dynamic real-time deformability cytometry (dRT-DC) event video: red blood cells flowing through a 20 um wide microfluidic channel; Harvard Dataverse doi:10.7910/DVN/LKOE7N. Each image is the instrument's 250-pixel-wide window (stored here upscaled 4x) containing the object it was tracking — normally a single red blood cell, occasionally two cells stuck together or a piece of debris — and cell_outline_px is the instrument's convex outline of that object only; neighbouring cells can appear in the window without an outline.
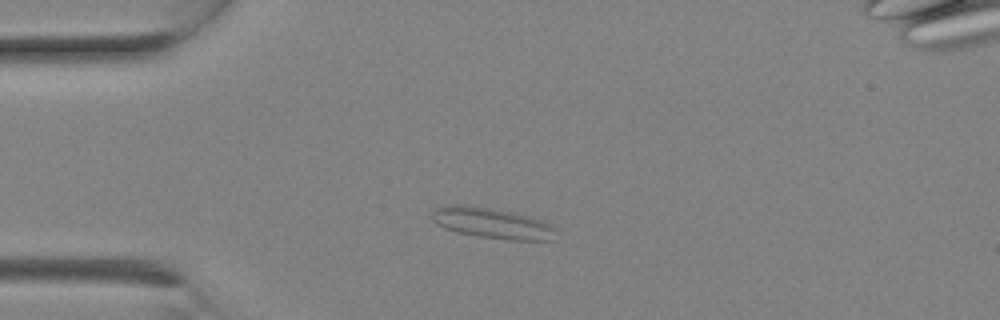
{"species": "Egyptian fruit bat (a non-hibernating species)", "species_latin": "Rousettus aegyptiacus", "temperature_condition": "room temperature", "stored_images_in_passage": 1, "camera_frame_rate_fps": 3000, "um_per_image_px": 0.085, "animal": {"sex": "female"}, "frame": {"image": 1, "passage_image": 1, "time_ms": 0.0, "image_size_px": [1000, 320], "cell_outline_px": [[552, 240], [508, 240], [476, 236], [456, 232], [444, 228], [436, 224], [432, 220], [432, 212], [436, 208], [448, 204], [468, 204], [492, 208], [512, 212], [544, 220], [552, 224]], "centroid_in_image_um": [41.76, 18.95], "position_along_channel_um": 43.2, "area_um2": 22.31}}